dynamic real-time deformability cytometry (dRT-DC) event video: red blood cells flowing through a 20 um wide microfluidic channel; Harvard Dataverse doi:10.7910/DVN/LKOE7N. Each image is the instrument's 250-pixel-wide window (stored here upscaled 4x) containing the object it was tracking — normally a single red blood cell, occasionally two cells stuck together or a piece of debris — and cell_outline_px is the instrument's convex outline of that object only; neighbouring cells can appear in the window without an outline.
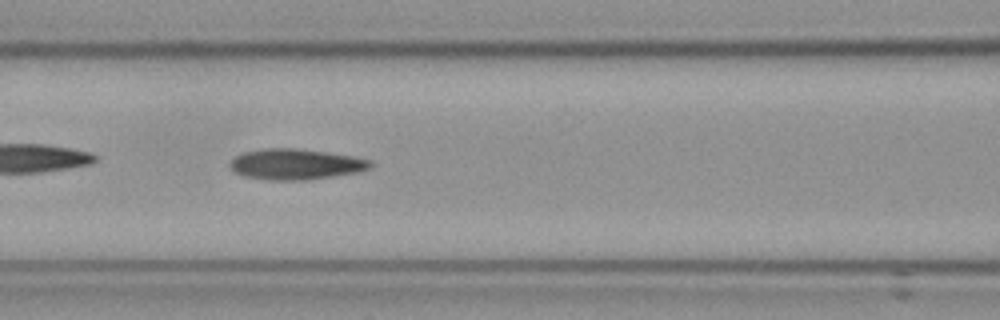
{"species": "Egyptian fruit bat (a non-hibernating species)", "species_latin": "Rousettus aegyptiacus", "temperature_condition": "cold", "stored_images_in_passage": 30, "camera_frame_rate_fps": 3000, "um_per_image_px": 0.085, "frame": {"image": 1, "passage_image": 13, "time_ms": 4.0, "image_size_px": [1000, 320], "cell_outline_px": [[372, 164], [368, 168], [356, 172], [332, 176], [304, 180], [264, 180], [244, 176], [236, 172], [228, 164], [236, 156], [244, 152], [260, 148], [296, 148], [352, 156], [372, 160]], "centroid_in_image_um": [25.09, 13.95], "position_along_channel_um": 141.5, "area_um2": 24.91}}